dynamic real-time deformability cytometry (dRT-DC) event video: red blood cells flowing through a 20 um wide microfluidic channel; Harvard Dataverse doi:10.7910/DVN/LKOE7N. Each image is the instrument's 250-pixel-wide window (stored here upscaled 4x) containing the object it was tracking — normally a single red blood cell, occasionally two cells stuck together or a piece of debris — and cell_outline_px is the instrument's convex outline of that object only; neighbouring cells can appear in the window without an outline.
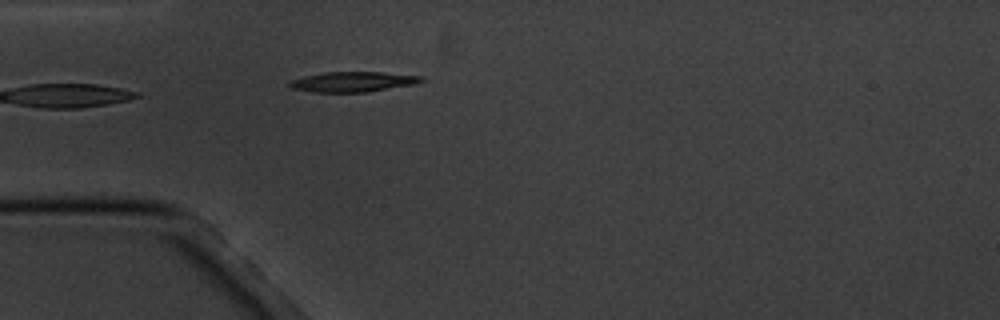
{"species": "common noctule bat (a hibernating species)", "species_latin": "Nyctalus noctula", "temperature_condition": "cold", "stored_images_in_passage": 5, "camera_frame_rate_fps": 3000, "um_per_image_px": 0.085, "animal": {"sex": "male", "body_mass_g": 20.1, "forearm_length_mm": 53.5}, "frame": {"image": 1, "passage_image": 5, "time_ms": 5.333, "image_size_px": [1000, 320], "cell_outline_px": [[424, 80], [416, 84], [364, 92], [316, 92], [288, 88], [288, 80], [304, 76], [324, 72], [384, 72], [424, 76]], "centroid_in_image_um": [29.97, 6.94], "position_along_channel_um": 55.0, "area_um2": 15.61}}